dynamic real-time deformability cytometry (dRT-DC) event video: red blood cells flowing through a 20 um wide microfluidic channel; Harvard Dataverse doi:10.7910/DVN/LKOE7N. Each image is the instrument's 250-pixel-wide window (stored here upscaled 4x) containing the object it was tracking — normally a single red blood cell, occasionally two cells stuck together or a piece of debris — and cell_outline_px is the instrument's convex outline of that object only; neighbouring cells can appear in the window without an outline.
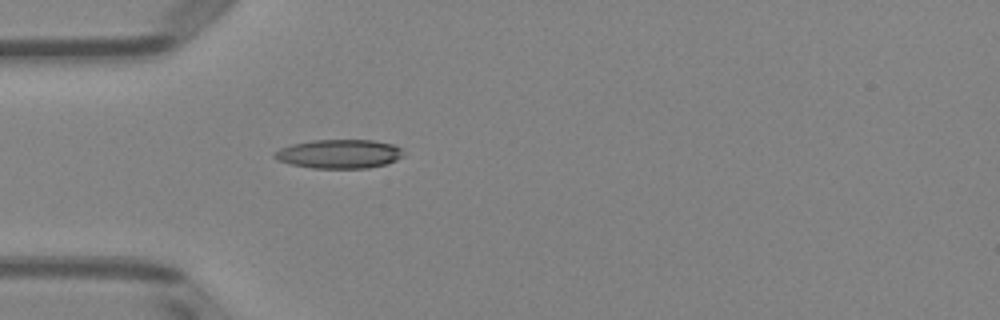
{"species": "Egyptian fruit bat (a non-hibernating species)", "species_latin": "Rousettus aegyptiacus", "temperature_condition": "room temperature", "stored_images_in_passage": 3, "camera_frame_rate_fps": 3000, "um_per_image_px": 0.085, "animal": {"sex": "female"}, "frame": {"image": 1, "passage_image": 3, "time_ms": 3.333, "image_size_px": [1000, 320], "cell_outline_px": [[404, 156], [396, 160], [384, 164], [368, 168], [312, 168], [292, 164], [276, 160], [272, 156], [280, 148], [292, 144], [312, 140], [372, 140], [392, 144], [400, 148]], "centroid_in_image_um": [28.81, 13.08], "position_along_channel_um": 56.2, "area_um2": 21.62}}